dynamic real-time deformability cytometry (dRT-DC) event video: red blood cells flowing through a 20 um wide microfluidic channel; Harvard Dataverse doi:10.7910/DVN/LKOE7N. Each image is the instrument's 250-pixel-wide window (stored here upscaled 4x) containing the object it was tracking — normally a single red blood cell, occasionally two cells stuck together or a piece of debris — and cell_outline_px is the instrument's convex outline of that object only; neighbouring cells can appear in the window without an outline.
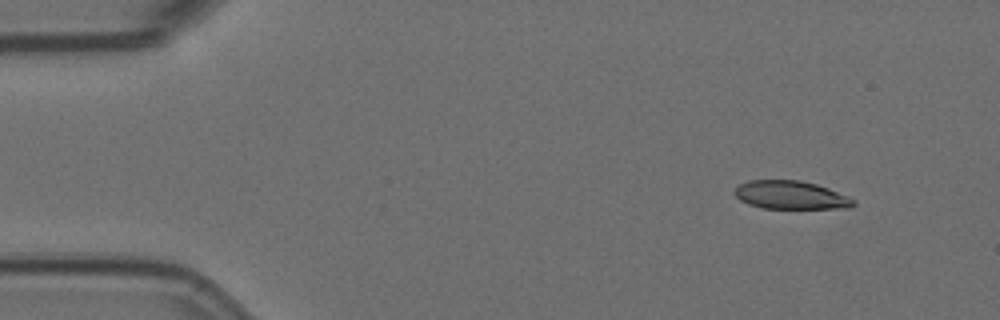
{"species": "Egyptian fruit bat (a non-hibernating species)", "species_latin": "Rousettus aegyptiacus", "temperature_condition": "room temperature", "stored_images_in_passage": 4, "camera_frame_rate_fps": 3000, "um_per_image_px": 0.085, "animal": {"sex": "female"}, "frame": {"image": 1, "passage_image": 1, "time_ms": 0.0, "image_size_px": [1000, 320], "cell_outline_px": [[856, 204], [848, 208], [760, 208], [748, 204], [740, 200], [732, 192], [740, 184], [748, 180], [800, 180], [816, 184], [828, 188], [848, 196], [856, 200]], "centroid_in_image_um": [67.2, 16.58], "position_along_channel_um": 17.8, "area_um2": 19.65}}
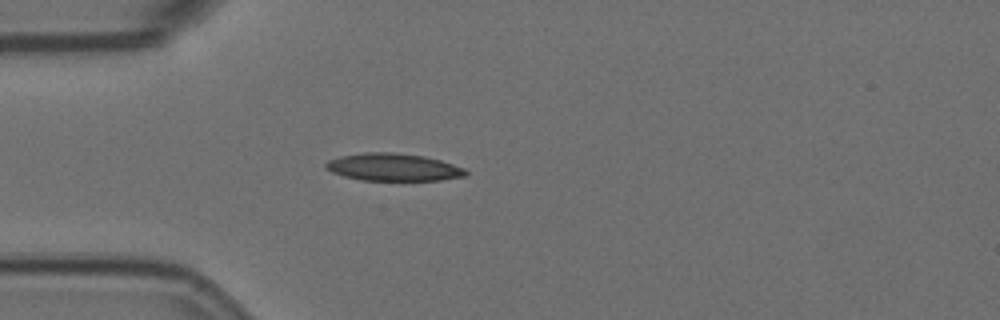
{"frame": {"image": 2, "passage_image": 4, "time_ms": 1.0, "image_size_px": [1000, 320], "cell_outline_px": [[468, 176], [440, 180], [360, 180], [344, 176], [332, 172], [324, 168], [324, 164], [328, 160], [340, 156], [364, 152], [392, 152], [424, 156], [440, 160], [464, 168], [468, 172]], "centroid_in_image_um": [33.42, 14.21], "position_along_channel_um": 51.6, "area_um2": 22.48}}